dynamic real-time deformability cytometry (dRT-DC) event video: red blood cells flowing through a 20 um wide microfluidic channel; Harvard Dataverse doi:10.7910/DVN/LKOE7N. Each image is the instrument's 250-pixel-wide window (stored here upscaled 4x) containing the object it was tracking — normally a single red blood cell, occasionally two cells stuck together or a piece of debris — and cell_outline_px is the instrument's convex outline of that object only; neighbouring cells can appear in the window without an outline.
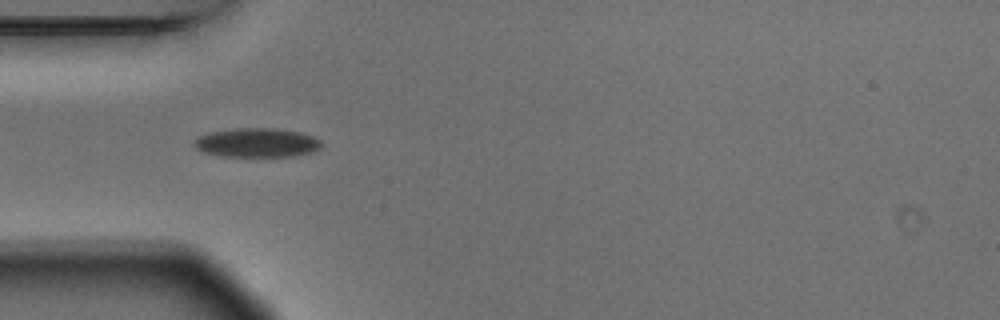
{"species": "Egyptian fruit bat (a non-hibernating species)", "species_latin": "Rousettus aegyptiacus", "temperature_condition": "warm", "stored_images_in_passage": 3, "camera_frame_rate_fps": 3000, "um_per_image_px": 0.085, "animal": {"sex": "male"}, "frame": {"image": 1, "passage_image": 2, "time_ms": 0.333, "image_size_px": [1000, 320], "cell_outline_px": [[324, 144], [320, 148], [312, 152], [296, 156], [220, 156], [204, 152], [196, 148], [196, 136], [208, 132], [236, 128], [276, 128], [300, 132], [312, 136], [320, 140]], "centroid_in_image_um": [21.86, 12.12], "position_along_channel_um": 63.1, "area_um2": 21.68}}
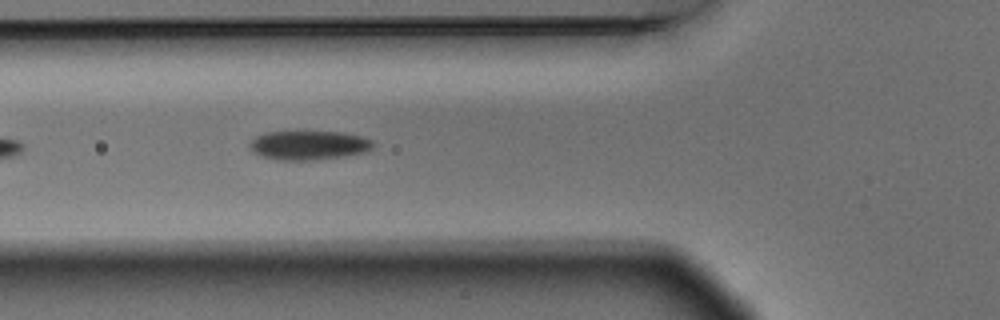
{"frame": {"image": 2, "passage_image": 3, "time_ms": 0.667, "image_size_px": [1000, 320], "cell_outline_px": [[376, 144], [368, 152], [344, 156], [312, 160], [280, 160], [260, 156], [252, 152], [248, 144], [256, 136], [264, 132], [296, 128], [304, 128], [344, 132], [360, 136], [372, 140]], "centroid_in_image_um": [26.22, 12.28], "position_along_channel_um": 99.6, "area_um2": 22.37}}